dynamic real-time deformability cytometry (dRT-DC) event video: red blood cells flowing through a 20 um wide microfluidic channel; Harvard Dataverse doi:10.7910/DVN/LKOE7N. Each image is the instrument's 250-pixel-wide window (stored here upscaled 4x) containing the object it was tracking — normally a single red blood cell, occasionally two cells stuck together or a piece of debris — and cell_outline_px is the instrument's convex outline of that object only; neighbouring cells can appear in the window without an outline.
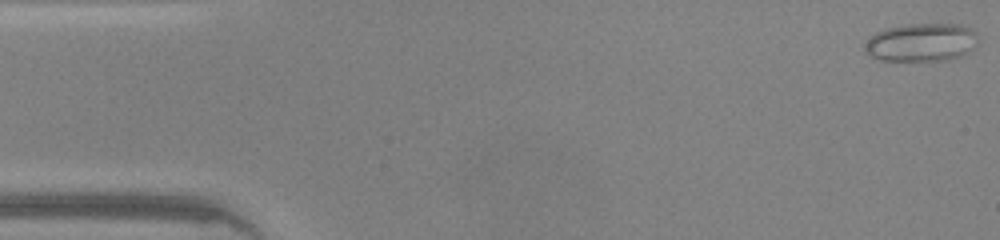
{"species": "common noctule bat (a hibernating species)", "species_latin": "Nyctalus noctula", "temperature_condition": "warm", "stored_images_in_passage": 46, "camera_frame_rate_fps": 3000, "um_per_image_px": 0.085, "animal": {"sex": "male", "body_mass_g": 20.0, "forearm_length_mm": 53.3}, "frame": {"image": 1, "passage_image": 1, "time_ms": 0.0, "image_size_px": [1000, 240], "cell_outline_px": [[976, 32], [972, 48], [964, 56], [948, 60], [880, 60], [864, 52], [864, 44], [876, 32], [884, 28], [908, 24], [960, 24]], "centroid_in_image_um": [78.28, 3.6], "position_along_channel_um": 6.7, "area_um2": 25.03}}
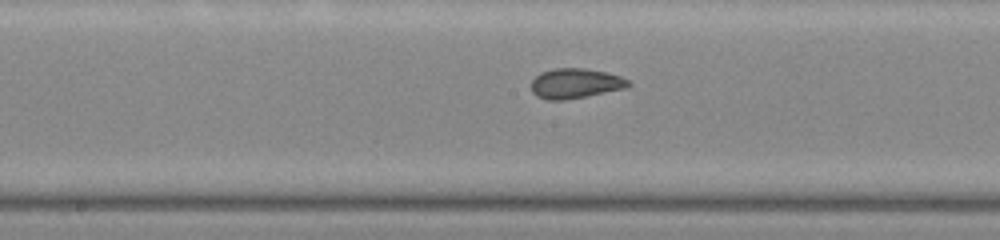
{"frame": {"image": 2, "passage_image": 23, "time_ms": 7.333, "image_size_px": [1000, 240], "cell_outline_px": [[632, 84], [624, 88], [564, 100], [548, 100], [536, 96], [532, 92], [532, 80], [540, 72], [556, 68], [584, 68], [604, 72], [620, 76], [628, 80]], "centroid_in_image_um": [48.87, 7.08], "position_along_channel_um": 199.3, "area_um2": 16.7}}
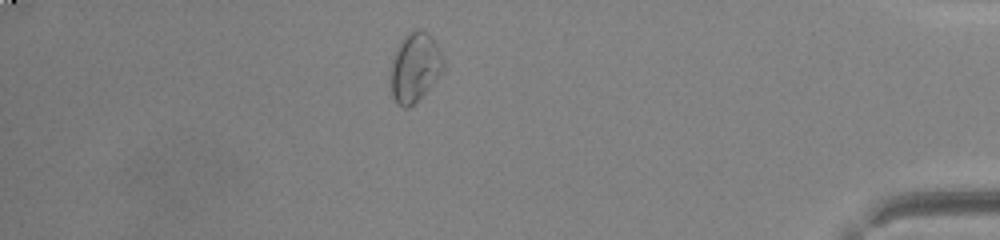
{"frame": {"image": 3, "passage_image": 40, "time_ms": 13.0, "image_size_px": [1000, 240], "cell_outline_px": [[444, 68], [432, 84], [408, 108], [404, 108], [396, 104], [392, 96], [388, 84], [388, 72], [396, 48], [400, 40], [408, 32], [416, 28], [420, 28], [428, 32], [432, 36], [444, 60]], "centroid_in_image_um": [35.2, 5.7], "position_along_channel_um": 400.0, "area_um2": 21.73}, "authors_computed_cell_mechanics": {"area_um2": 18.3515, "velocity_mm_per_s": 4.3501, "shape_relaxation_time_tau1_ms": null, "shape_relaxation_time_tau2_ms": 0.8654, "deformation_change_tau1": null, "deformation_change_tau2": 0.0424}}